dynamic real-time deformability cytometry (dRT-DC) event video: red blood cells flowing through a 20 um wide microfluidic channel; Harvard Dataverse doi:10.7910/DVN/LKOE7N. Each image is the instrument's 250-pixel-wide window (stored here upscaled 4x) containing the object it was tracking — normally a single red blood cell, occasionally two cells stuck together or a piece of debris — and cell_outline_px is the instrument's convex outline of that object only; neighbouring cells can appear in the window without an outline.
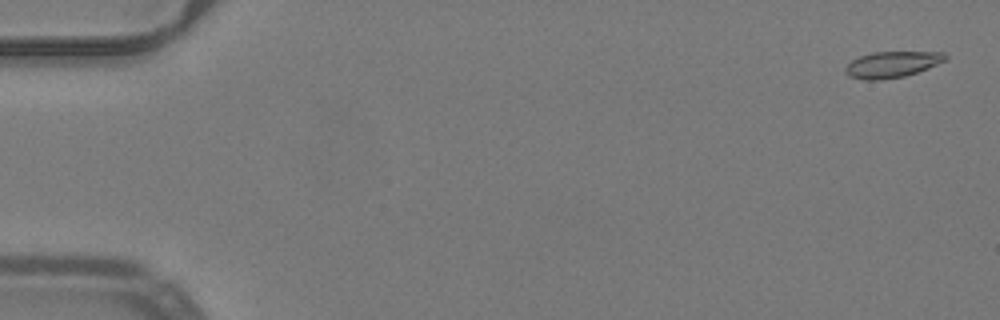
{"species": "common noctule bat (a hibernating species)", "species_latin": "Nyctalus noctula", "temperature_condition": "warm", "stored_images_in_passage": 6, "camera_frame_rate_fps": 3000, "um_per_image_px": 0.085, "animal": {"sex": "male", "body_mass_g": 19.2, "forearm_length_mm": 51.8}, "frame": {"image": 1, "passage_image": 2, "time_ms": 0.333, "image_size_px": [1000, 320], "cell_outline_px": [[948, 56], [944, 60], [928, 68], [904, 76], [880, 80], [864, 80], [848, 76], [844, 72], [844, 68], [852, 60], [860, 56], [872, 52], [944, 52]], "centroid_in_image_um": [75.77, 5.48], "position_along_channel_um": 9.2, "area_um2": 15.14}}